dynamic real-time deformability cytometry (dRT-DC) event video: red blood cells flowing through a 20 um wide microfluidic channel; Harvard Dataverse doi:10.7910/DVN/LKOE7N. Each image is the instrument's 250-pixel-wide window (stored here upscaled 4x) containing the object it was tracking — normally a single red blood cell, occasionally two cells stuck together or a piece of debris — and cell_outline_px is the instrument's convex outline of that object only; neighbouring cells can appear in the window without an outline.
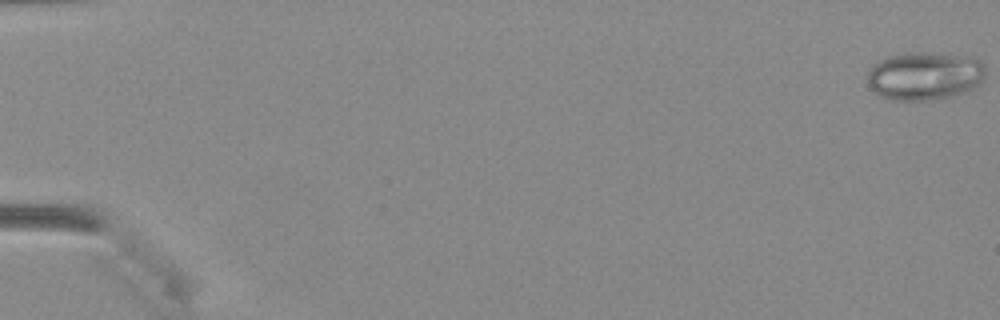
{"species": "Egyptian fruit bat (a non-hibernating species)", "species_latin": "Rousettus aegyptiacus", "temperature_condition": "warm", "stored_images_in_passage": 44, "camera_frame_rate_fps": 3000, "um_per_image_px": 0.085, "animal": {"sex": "female"}, "frame": {"image": 1, "passage_image": 1, "time_ms": 0.0, "image_size_px": [1000, 320], "cell_outline_px": [[984, 80], [980, 84], [968, 92], [952, 96], [924, 100], [892, 100], [880, 96], [868, 84], [868, 72], [880, 60], [888, 56], [908, 52], [920, 52], [972, 56], [980, 60], [984, 64]], "centroid_in_image_um": [78.65, 6.44], "position_along_channel_um": 6.4, "area_um2": 33.29}}
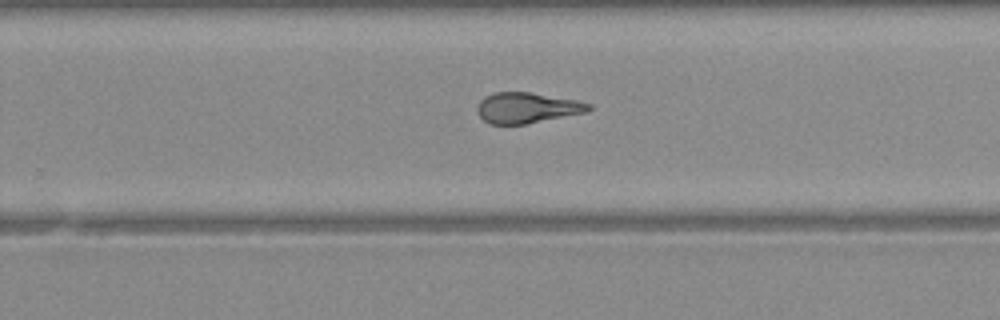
{"frame": {"image": 2, "passage_image": 30, "time_ms": 9.667, "image_size_px": [1000, 320], "cell_outline_px": [[592, 108], [588, 112], [528, 124], [488, 124], [480, 116], [476, 108], [480, 100], [484, 96], [492, 92], [528, 92], [576, 100], [592, 104]], "centroid_in_image_um": [44.8, 9.17], "position_along_channel_um": 285.0, "area_um2": 20.06}}
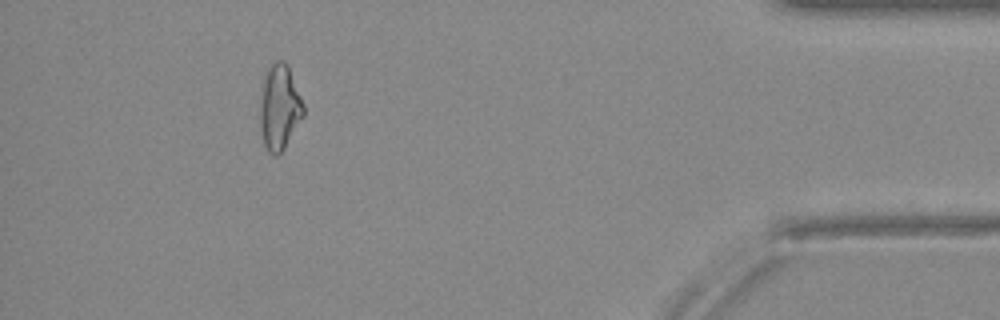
{"frame": {"image": 3, "passage_image": 41, "time_ms": 13.333, "image_size_px": [1000, 320], "cell_outline_px": [[304, 116], [284, 148], [276, 156], [272, 156], [268, 152], [264, 144], [260, 124], [260, 104], [264, 76], [268, 64], [276, 60], [284, 60], [288, 64], [304, 104]], "centroid_in_image_um": [23.76, 9.08], "position_along_channel_um": 411.4, "area_um2": 21.79}}